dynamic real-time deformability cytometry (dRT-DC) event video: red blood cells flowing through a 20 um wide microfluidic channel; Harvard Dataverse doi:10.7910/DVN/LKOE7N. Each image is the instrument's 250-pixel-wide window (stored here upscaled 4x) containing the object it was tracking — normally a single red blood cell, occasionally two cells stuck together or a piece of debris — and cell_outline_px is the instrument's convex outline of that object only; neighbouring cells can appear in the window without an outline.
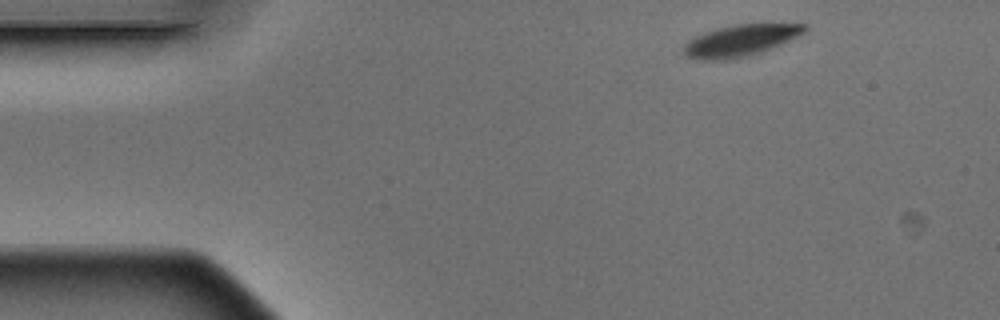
{"species": "Egyptian fruit bat (a non-hibernating species)", "species_latin": "Rousettus aegyptiacus", "temperature_condition": "warm", "stored_images_in_passage": 6, "camera_frame_rate_fps": 3000, "um_per_image_px": 0.085, "animal": {"sex": "male"}, "frame": {"image": 1, "passage_image": 1, "time_ms": 0.0, "image_size_px": [1000, 320], "cell_outline_px": [[808, 28], [804, 32], [788, 40], [760, 52], [744, 56], [724, 60], [700, 60], [688, 56], [684, 52], [684, 44], [688, 40], [696, 36], [716, 28], [736, 24], [808, 24]], "centroid_in_image_um": [62.9, 3.43], "position_along_channel_um": 22.1, "area_um2": 21.68}}
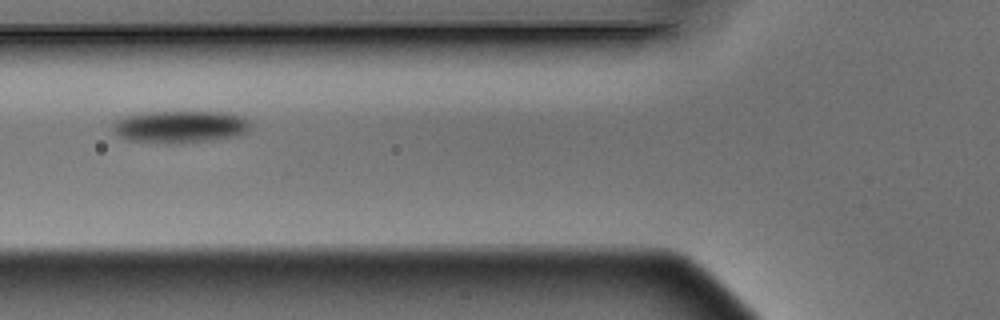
{"frame": {"image": 2, "passage_image": 5, "time_ms": 1.333, "image_size_px": [1000, 320], "cell_outline_px": [[252, 128], [236, 136], [180, 144], [168, 144], [128, 140], [120, 136], [112, 128], [112, 124], [116, 120], [128, 116], [148, 112], [228, 112], [244, 116], [248, 120]], "centroid_in_image_um": [15.35, 10.78], "position_along_channel_um": 110.5, "area_um2": 25.89}}
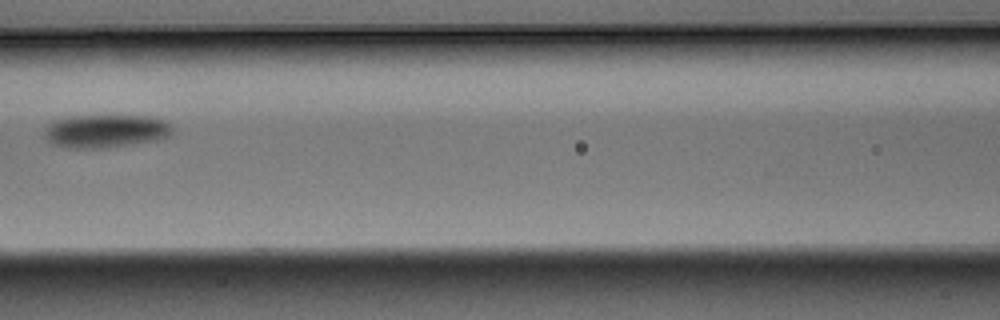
{"frame": {"image": 3, "passage_image": 6, "time_ms": 1.667, "image_size_px": [1000, 320], "cell_outline_px": [[172, 132], [168, 136], [156, 140], [132, 144], [100, 148], [64, 148], [52, 144], [44, 136], [44, 132], [48, 124], [52, 120], [72, 116], [152, 116], [164, 120], [172, 128]], "centroid_in_image_um": [8.93, 11.14], "position_along_channel_um": 157.7, "area_um2": 24.74}}